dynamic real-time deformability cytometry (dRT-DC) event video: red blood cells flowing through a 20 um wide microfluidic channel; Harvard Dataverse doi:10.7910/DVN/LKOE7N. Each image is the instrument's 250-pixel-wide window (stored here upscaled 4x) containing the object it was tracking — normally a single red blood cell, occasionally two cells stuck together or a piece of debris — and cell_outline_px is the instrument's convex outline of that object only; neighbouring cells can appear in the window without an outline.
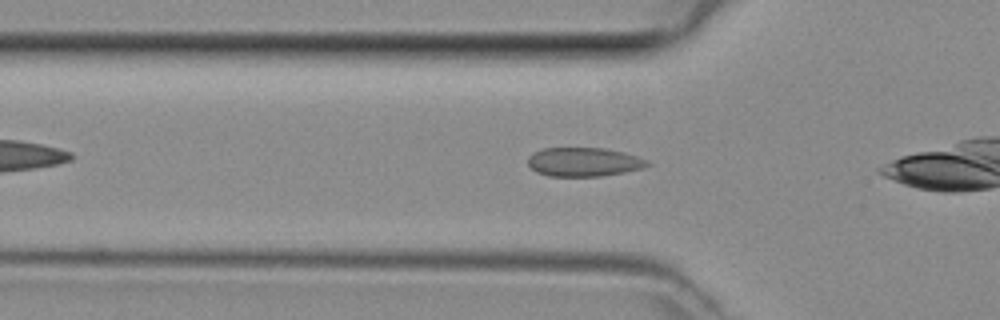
{"species": "common noctule bat (a hibernating species)", "species_latin": "Nyctalus noctula", "temperature_condition": "room temperature", "stored_images_in_passage": 9, "camera_frame_rate_fps": 3000, "um_per_image_px": 0.085, "animal": {"sex": "female", "body_mass_g": 29.2, "forearm_length_mm": 56.3}, "frame": {"image": 1, "passage_image": 4, "time_ms": 1.0, "image_size_px": [1000, 320], "cell_outline_px": [[652, 164], [644, 168], [624, 172], [600, 176], [548, 176], [536, 172], [528, 164], [528, 156], [544, 148], [604, 148], [624, 152], [648, 160]], "centroid_in_image_um": [49.65, 13.77], "position_along_channel_um": 76.2, "area_um2": 20.11}}
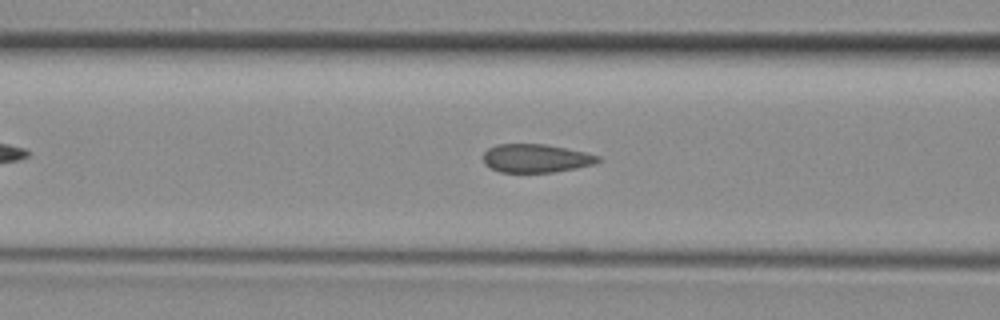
{"frame": {"image": 2, "passage_image": 7, "time_ms": 2.0, "image_size_px": [1000, 320], "cell_outline_px": [[600, 160], [596, 164], [576, 168], [552, 172], [500, 172], [484, 164], [484, 152], [488, 148], [496, 144], [544, 144], [584, 152], [600, 156]], "centroid_in_image_um": [45.55, 13.45], "position_along_channel_um": 121.1, "area_um2": 18.9}}